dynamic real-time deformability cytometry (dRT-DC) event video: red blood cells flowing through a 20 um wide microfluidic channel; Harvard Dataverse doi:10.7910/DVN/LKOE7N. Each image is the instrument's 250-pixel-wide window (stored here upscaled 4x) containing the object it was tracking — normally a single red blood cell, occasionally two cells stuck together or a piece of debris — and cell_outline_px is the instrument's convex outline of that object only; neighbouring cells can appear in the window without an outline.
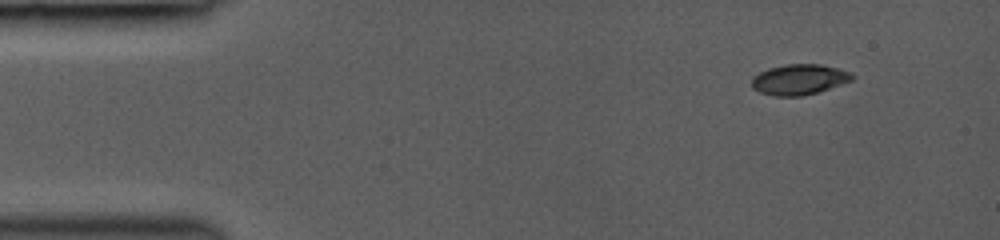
{"species": "common noctule bat (a hibernating species)", "species_latin": "Nyctalus noctula", "temperature_condition": "room temperature", "stored_images_in_passage": 6, "camera_frame_rate_fps": 3000, "um_per_image_px": 0.085, "animal": {"sex": "female", "body_mass_g": 19.0, "forearm_length_mm": 53.3}, "frame": {"image": 1, "passage_image": 1, "time_ms": 0.0, "image_size_px": [1000, 240], "cell_outline_px": [[856, 76], [852, 80], [816, 92], [800, 96], [772, 96], [760, 92], [752, 88], [752, 76], [768, 68], [784, 64], [820, 64], [836, 68], [848, 72]], "centroid_in_image_um": [67.88, 6.75], "position_along_channel_um": 17.1, "area_um2": 17.69}}
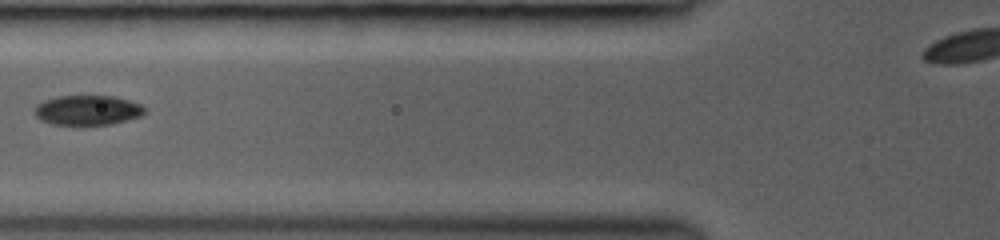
{"frame": {"image": 2, "passage_image": 5, "time_ms": 4.667, "image_size_px": [1000, 240], "cell_outline_px": [[148, 112], [140, 116], [112, 124], [52, 124], [40, 120], [36, 116], [36, 104], [44, 100], [56, 96], [112, 96], [128, 100], [140, 104], [148, 108]], "centroid_in_image_um": [7.47, 9.36], "position_along_channel_um": 118.3, "area_um2": 19.07}}
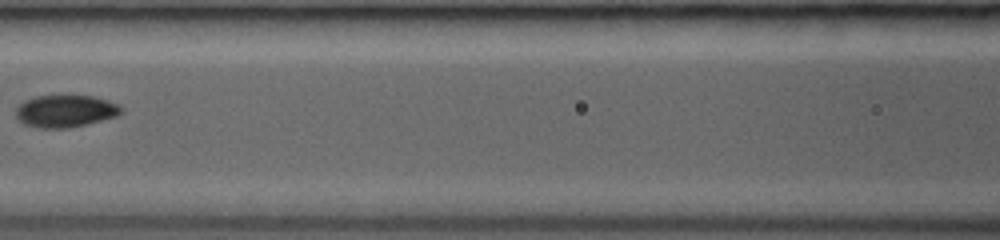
{"frame": {"image": 3, "passage_image": 6, "time_ms": 5.667, "image_size_px": [1000, 240], "cell_outline_px": [[124, 112], [116, 116], [88, 124], [68, 128], [36, 128], [24, 124], [16, 116], [16, 108], [24, 100], [36, 96], [60, 92], [92, 96], [108, 100], [120, 104], [124, 108]], "centroid_in_image_um": [5.58, 9.39], "position_along_channel_um": 161.0, "area_um2": 20.75}}